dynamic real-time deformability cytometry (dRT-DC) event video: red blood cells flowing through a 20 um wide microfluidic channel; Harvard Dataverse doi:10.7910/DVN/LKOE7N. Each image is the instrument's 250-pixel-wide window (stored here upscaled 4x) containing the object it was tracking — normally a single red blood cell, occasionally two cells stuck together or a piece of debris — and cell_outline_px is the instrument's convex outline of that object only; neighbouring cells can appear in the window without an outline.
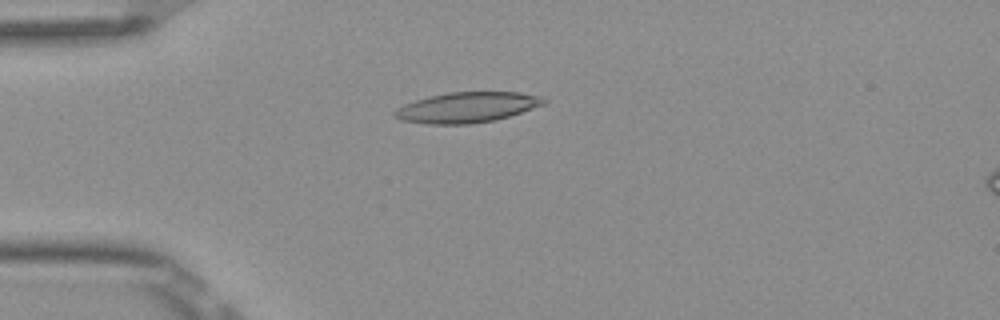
{"species": "Egyptian fruit bat (a non-hibernating species)", "species_latin": "Rousettus aegyptiacus", "temperature_condition": "room temperature", "stored_images_in_passage": 4, "camera_frame_rate_fps": 3000, "um_per_image_px": 0.085, "frame": {"image": 1, "passage_image": 1, "time_ms": 0.0, "image_size_px": [1000, 320], "cell_outline_px": [[548, 100], [544, 104], [496, 120], [472, 124], [428, 124], [400, 120], [392, 116], [392, 112], [396, 108], [404, 104], [428, 96], [448, 92], [520, 92], [540, 96]], "centroid_in_image_um": [39.65, 9.13], "position_along_channel_um": 45.4, "area_um2": 26.53}}
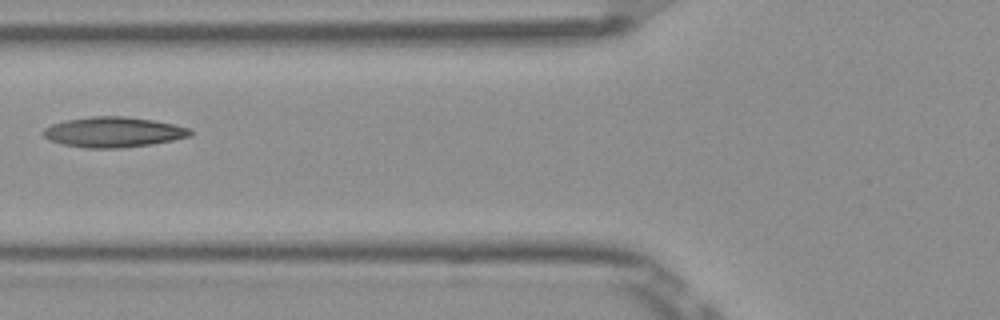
{"frame": {"image": 2, "passage_image": 3, "time_ms": 0.667, "image_size_px": [1000, 320], "cell_outline_px": [[192, 136], [172, 140], [148, 144], [120, 148], [84, 148], [64, 144], [48, 140], [40, 132], [44, 128], [52, 124], [64, 120], [92, 116], [124, 116], [152, 120], [172, 124], [188, 128], [192, 132]], "centroid_in_image_um": [9.58, 11.22], "position_along_channel_um": 116.2, "area_um2": 25.84}}
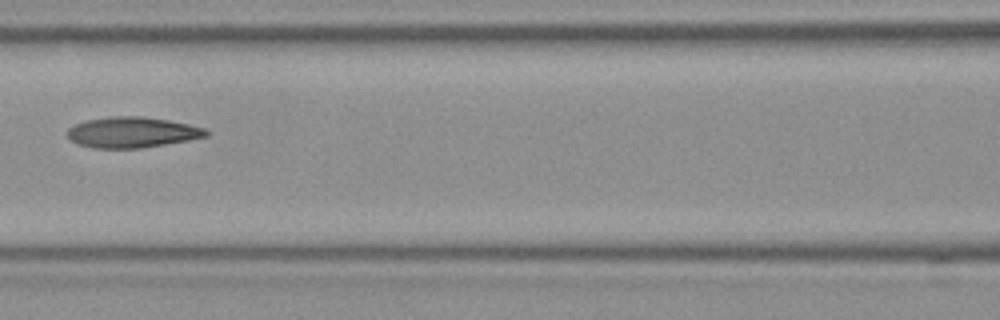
{"frame": {"image": 3, "passage_image": 4, "time_ms": 1.0, "image_size_px": [1000, 320], "cell_outline_px": [[208, 136], [188, 140], [140, 148], [92, 148], [76, 144], [68, 140], [64, 132], [68, 128], [84, 120], [112, 116], [144, 116], [168, 120], [188, 124], [204, 128], [208, 132]], "centroid_in_image_um": [11.14, 11.24], "position_along_channel_um": 155.5, "area_um2": 25.03}}